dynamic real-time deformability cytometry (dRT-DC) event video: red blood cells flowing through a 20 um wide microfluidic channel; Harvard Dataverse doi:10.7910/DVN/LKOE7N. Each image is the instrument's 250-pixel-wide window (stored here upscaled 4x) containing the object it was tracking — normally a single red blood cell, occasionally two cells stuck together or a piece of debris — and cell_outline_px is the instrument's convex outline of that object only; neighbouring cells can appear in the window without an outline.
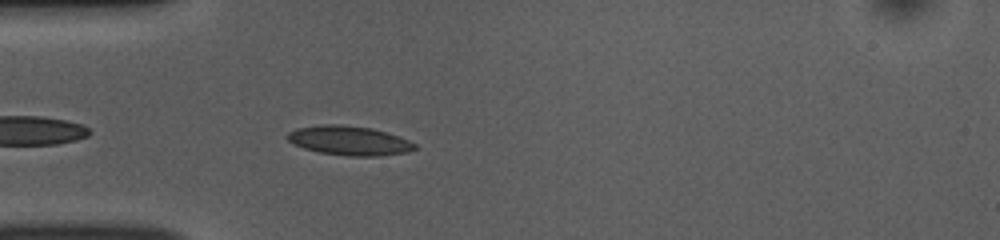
{"species": "common noctule bat (a hibernating species)", "species_latin": "Nyctalus noctula", "temperature_condition": "room temperature", "stored_images_in_passage": 40, "camera_frame_rate_fps": 3000, "um_per_image_px": 0.085, "animal": {"sex": "female", "body_mass_g": 10.0, "forearm_length_mm": 53.1}, "frame": {"image": 1, "passage_image": 3, "time_ms": 0.667, "image_size_px": [1000, 240], "cell_outline_px": [[416, 148], [408, 152], [376, 156], [348, 156], [320, 152], [304, 148], [292, 144], [284, 136], [288, 132], [296, 128], [324, 124], [340, 124], [372, 128], [400, 136], [416, 144]], "centroid_in_image_um": [29.66, 11.94], "position_along_channel_um": 55.3, "area_um2": 21.85}}
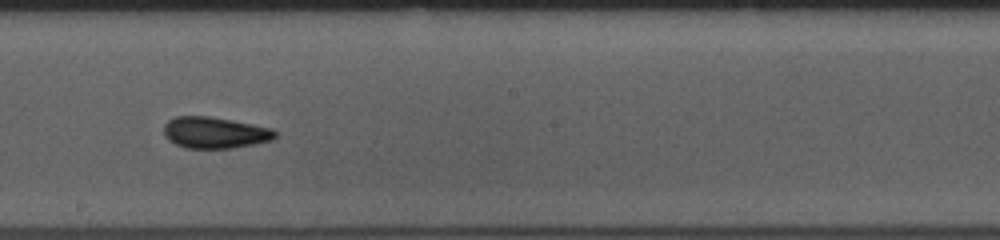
{"frame": {"image": 2, "passage_image": 17, "time_ms": 5.333, "image_size_px": [1000, 240], "cell_outline_px": [[276, 136], [272, 140], [256, 144], [232, 148], [184, 148], [168, 140], [164, 136], [164, 124], [168, 120], [176, 116], [208, 116], [232, 120], [272, 128], [276, 132]], "centroid_in_image_um": [18.25, 11.27], "position_along_channel_um": 230.0, "area_um2": 20.46}}
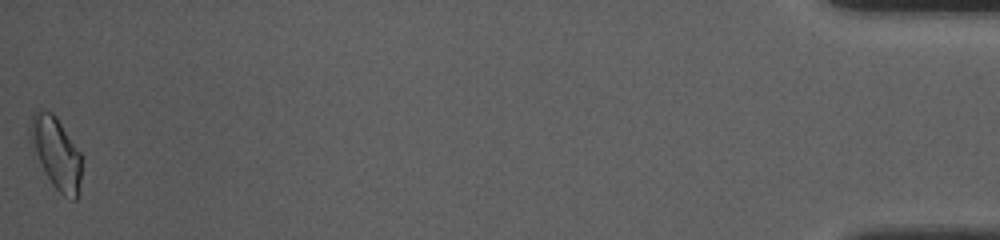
{"frame": {"image": 3, "passage_image": 40, "time_ms": 13.0, "image_size_px": [1000, 240], "cell_outline_px": [[80, 196], [76, 200], [72, 200], [64, 196], [52, 184], [28, 140], [28, 128], [32, 112], [52, 112], [56, 116], [80, 152]], "centroid_in_image_um": [4.76, 13.01], "position_along_channel_um": 430.4, "area_um2": 21.33}, "authors_computed_cell_mechanics": {"area_um2": 20.0277, "velocity_mm_per_s": 3.8463, "shape_relaxation_time_tau1_ms": 5.2764, "shape_relaxation_time_tau2_ms": 2.5639, "deformation_change_tau1": 0.1068, "deformation_change_tau2": 0.0755}}